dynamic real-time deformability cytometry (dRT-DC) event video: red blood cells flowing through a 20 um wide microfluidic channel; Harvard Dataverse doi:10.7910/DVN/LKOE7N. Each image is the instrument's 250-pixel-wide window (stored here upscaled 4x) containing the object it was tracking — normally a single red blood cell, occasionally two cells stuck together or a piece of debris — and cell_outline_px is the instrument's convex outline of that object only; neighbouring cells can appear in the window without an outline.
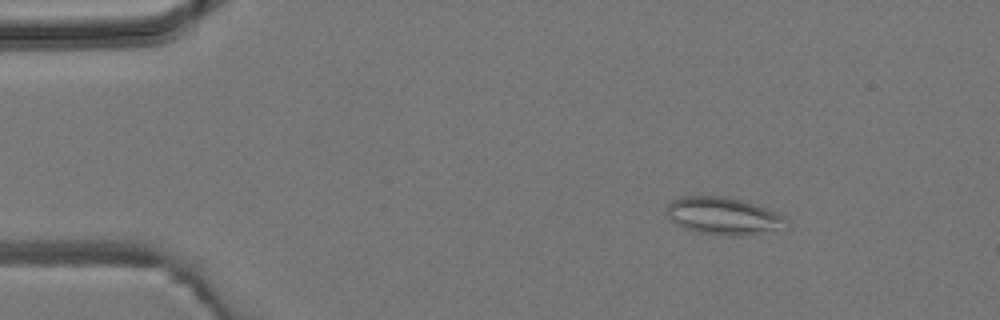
{"species": "common noctule bat (a hibernating species)", "species_latin": "Nyctalus noctula", "temperature_condition": "room temperature", "stored_images_in_passage": 3, "camera_frame_rate_fps": 3000, "um_per_image_px": 0.085, "animal": {"sex": "male", "body_mass_g": 19.2, "forearm_length_mm": 51.8}, "frame": {"image": 1, "passage_image": 1, "time_ms": 0.0, "image_size_px": [1000, 320], "cell_outline_px": [[788, 228], [748, 236], [728, 236], [696, 232], [684, 228], [676, 224], [664, 212], [664, 208], [672, 200], [684, 196], [728, 196], [748, 200], [768, 208], [788, 220]], "centroid_in_image_um": [61.52, 18.36], "position_along_channel_um": 23.5, "area_um2": 26.88}}